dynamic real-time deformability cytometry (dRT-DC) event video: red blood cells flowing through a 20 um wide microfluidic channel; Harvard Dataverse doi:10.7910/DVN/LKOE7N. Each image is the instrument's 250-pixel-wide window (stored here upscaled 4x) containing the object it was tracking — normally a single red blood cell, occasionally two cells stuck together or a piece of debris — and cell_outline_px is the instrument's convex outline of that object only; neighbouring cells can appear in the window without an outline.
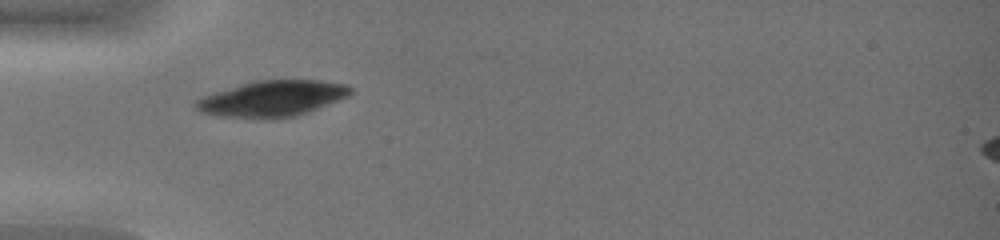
{"species": "common noctule bat (a hibernating species)", "species_latin": "Nyctalus noctula", "temperature_condition": "warm", "stored_images_in_passage": 7, "camera_frame_rate_fps": 3000, "um_per_image_px": 0.085, "animal": {"sex": "female", "body_mass_g": 19.0, "forearm_length_mm": 51.5}, "frame": {"image": 1, "passage_image": 1, "time_ms": 0.0, "image_size_px": [1000, 240], "cell_outline_px": [[352, 92], [348, 96], [308, 112], [296, 116], [272, 120], [252, 120], [220, 116], [200, 112], [196, 108], [196, 100], [204, 96], [216, 92], [256, 80], [320, 80], [344, 84], [352, 88]], "centroid_in_image_um": [23.14, 8.41], "position_along_channel_um": 61.9, "area_um2": 32.54}}
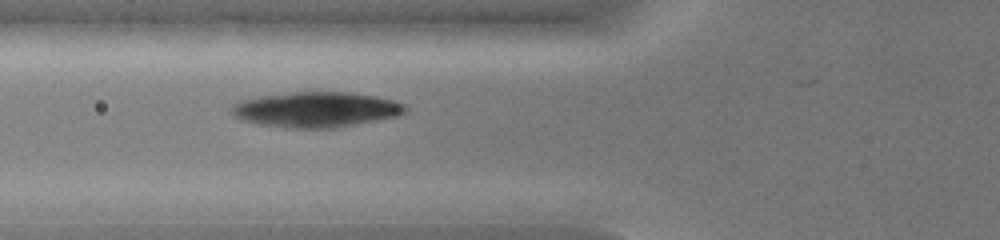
{"frame": {"image": 2, "passage_image": 4, "time_ms": 1.0, "image_size_px": [1000, 240], "cell_outline_px": [[408, 108], [404, 112], [396, 116], [336, 128], [284, 128], [256, 124], [240, 120], [232, 112], [232, 104], [244, 100], [260, 96], [292, 92], [348, 92], [372, 96], [392, 100], [404, 104]], "centroid_in_image_um": [26.83, 9.32], "position_along_channel_um": 99.0, "area_um2": 35.55}}